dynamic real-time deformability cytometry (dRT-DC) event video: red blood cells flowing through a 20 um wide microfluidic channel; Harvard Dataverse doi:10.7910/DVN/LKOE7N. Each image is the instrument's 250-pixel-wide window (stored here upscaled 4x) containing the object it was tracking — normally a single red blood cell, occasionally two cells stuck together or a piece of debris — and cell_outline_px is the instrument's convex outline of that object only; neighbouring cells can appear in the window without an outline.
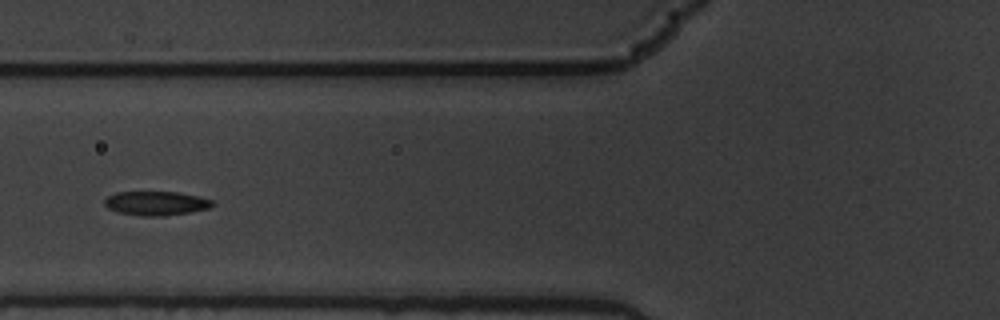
{"species": "common noctule bat (a hibernating species)", "species_latin": "Nyctalus noctula", "temperature_condition": "warm", "stored_images_in_passage": 7, "camera_frame_rate_fps": 3000, "um_per_image_px": 0.085, "animal": {"sex": "male", "body_mass_g": 19.5, "forearm_length_mm": 54.6}, "frame": {"image": 1, "passage_image": 6, "time_ms": 1.667, "image_size_px": [1000, 320], "cell_outline_px": [[212, 204], [208, 208], [192, 212], [164, 216], [140, 216], [120, 212], [108, 208], [104, 204], [104, 200], [108, 196], [116, 192], [176, 192], [196, 196], [212, 200]], "centroid_in_image_um": [13.23, 17.28], "position_along_channel_um": 112.6, "area_um2": 14.97}}
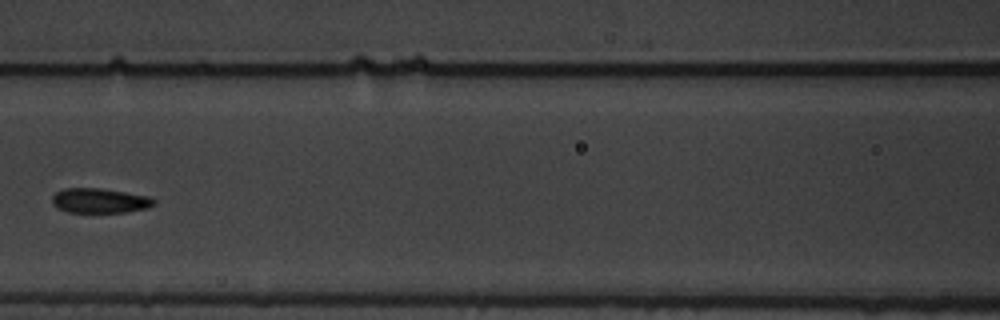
{"frame": {"image": 2, "passage_image": 7, "time_ms": 2.0, "image_size_px": [1000, 320], "cell_outline_px": [[156, 204], [148, 208], [124, 212], [68, 212], [56, 208], [52, 204], [52, 196], [56, 192], [64, 188], [100, 188], [148, 196], [156, 200]], "centroid_in_image_um": [8.46, 17.06], "position_along_channel_um": 158.1, "area_um2": 14.74}}